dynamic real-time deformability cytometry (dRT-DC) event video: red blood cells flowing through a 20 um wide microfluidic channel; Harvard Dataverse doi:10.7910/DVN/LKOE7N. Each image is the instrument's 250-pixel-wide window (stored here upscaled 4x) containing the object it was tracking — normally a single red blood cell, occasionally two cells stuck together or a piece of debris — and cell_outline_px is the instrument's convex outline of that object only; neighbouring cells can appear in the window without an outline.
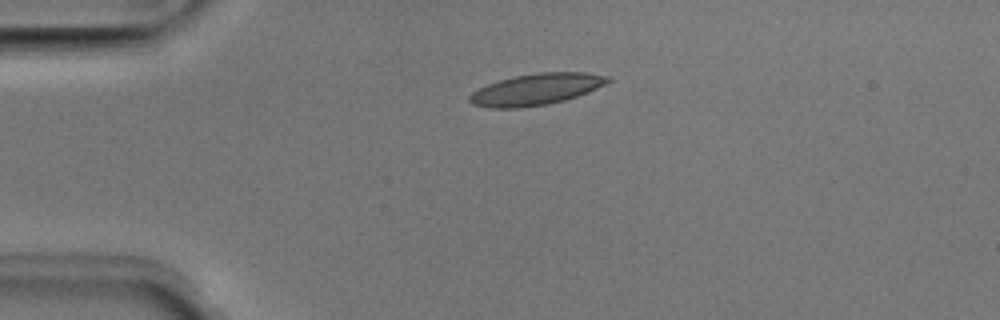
{"species": "Egyptian fruit bat (a non-hibernating species)", "species_latin": "Rousettus aegyptiacus", "temperature_condition": "room temperature", "stored_images_in_passage": 40, "camera_frame_rate_fps": 3000, "um_per_image_px": 0.085, "animal": {"sex": "male"}, "frame": {"image": 1, "passage_image": 1, "time_ms": 0.0, "image_size_px": [1000, 320], "cell_outline_px": [[612, 80], [596, 88], [576, 96], [564, 100], [548, 104], [520, 108], [488, 108], [472, 104], [468, 100], [468, 96], [472, 92], [488, 84], [500, 80], [516, 76], [540, 72], [584, 72], [612, 76]], "centroid_in_image_um": [45.57, 7.59], "position_along_channel_um": 39.4, "area_um2": 25.2}}
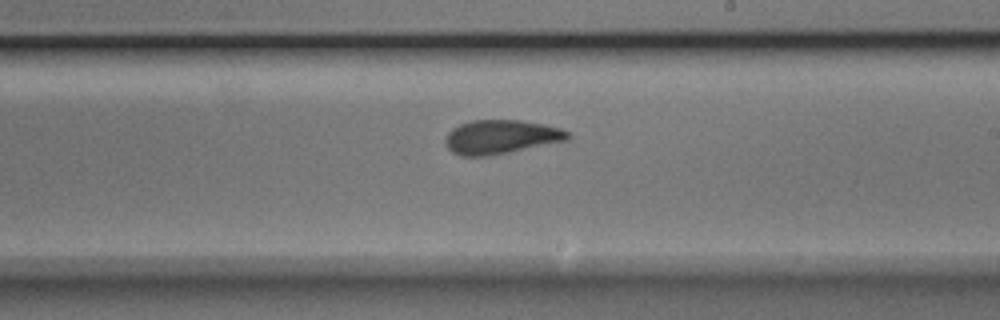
{"frame": {"image": 2, "passage_image": 19, "time_ms": 6.0, "image_size_px": [1000, 320], "cell_outline_px": [[572, 136], [568, 140], [508, 152], [484, 156], [460, 156], [452, 152], [448, 148], [444, 140], [448, 132], [452, 128], [460, 124], [472, 120], [520, 120], [544, 124], [560, 128], [572, 132]], "centroid_in_image_um": [42.59, 11.63], "position_along_channel_um": 246.4, "area_um2": 24.28}}
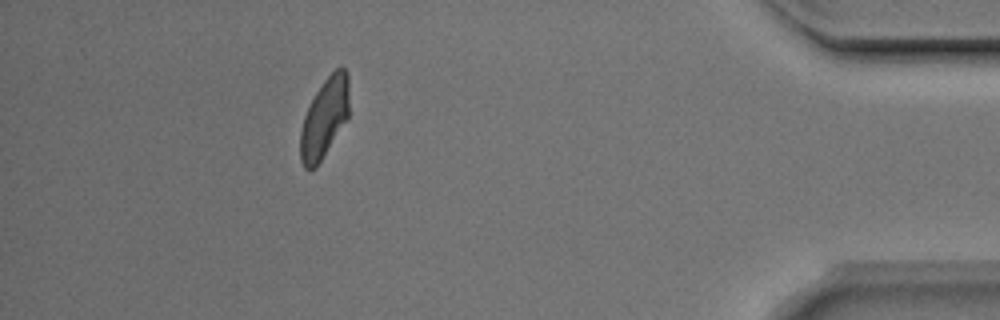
{"frame": {"image": 3, "passage_image": 35, "time_ms": 11.333, "image_size_px": [1000, 320], "cell_outline_px": [[348, 116], [316, 168], [304, 168], [300, 160], [300, 132], [304, 116], [316, 92], [324, 80], [340, 64], [344, 68], [348, 76]], "centroid_in_image_um": [27.56, 10.02], "position_along_channel_um": 407.6, "area_um2": 22.25}, "authors_computed_cell_mechanics": {"area_um2": 23.9003, "velocity_mm_per_s": 3.982, "shape_relaxation_time_tau1_ms": 6.1631, "shape_relaxation_time_tau2_ms": 1.7672, "deformation_change_tau1": 0.1666, "deformation_change_tau2": 0.0951}}